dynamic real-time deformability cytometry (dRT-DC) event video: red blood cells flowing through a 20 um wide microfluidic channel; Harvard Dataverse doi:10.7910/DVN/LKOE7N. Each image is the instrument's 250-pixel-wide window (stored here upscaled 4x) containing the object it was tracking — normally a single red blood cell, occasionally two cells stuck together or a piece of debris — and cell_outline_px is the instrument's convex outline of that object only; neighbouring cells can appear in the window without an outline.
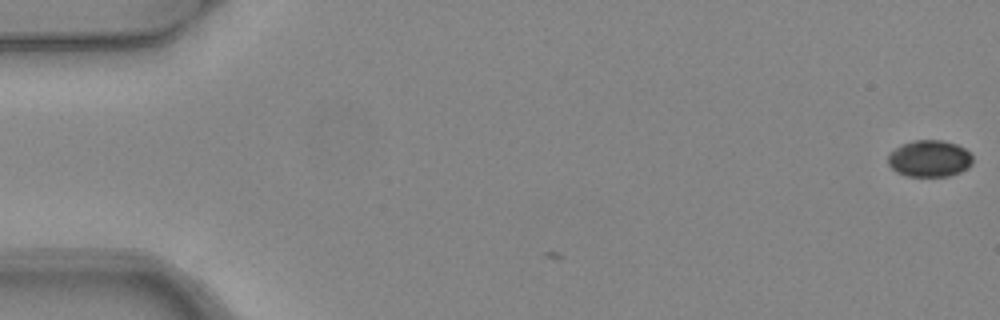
{"species": "common noctule bat (a hibernating species)", "species_latin": "Nyctalus noctula", "temperature_condition": "warm", "stored_images_in_passage": 2, "camera_frame_rate_fps": 3000, "um_per_image_px": 0.085, "animal": {"sex": "female", "body_mass_g": 24.6, "forearm_length_mm": 56.2}, "frame": {"image": 1, "passage_image": 2, "time_ms": 0.333, "image_size_px": [1000, 320], "cell_outline_px": [[972, 164], [968, 168], [960, 172], [948, 176], [908, 176], [896, 172], [888, 164], [888, 152], [900, 144], [912, 140], [944, 140], [956, 144], [964, 148], [972, 156]], "centroid_in_image_um": [78.98, 13.47], "position_along_channel_um": 6.0, "area_um2": 18.32}}